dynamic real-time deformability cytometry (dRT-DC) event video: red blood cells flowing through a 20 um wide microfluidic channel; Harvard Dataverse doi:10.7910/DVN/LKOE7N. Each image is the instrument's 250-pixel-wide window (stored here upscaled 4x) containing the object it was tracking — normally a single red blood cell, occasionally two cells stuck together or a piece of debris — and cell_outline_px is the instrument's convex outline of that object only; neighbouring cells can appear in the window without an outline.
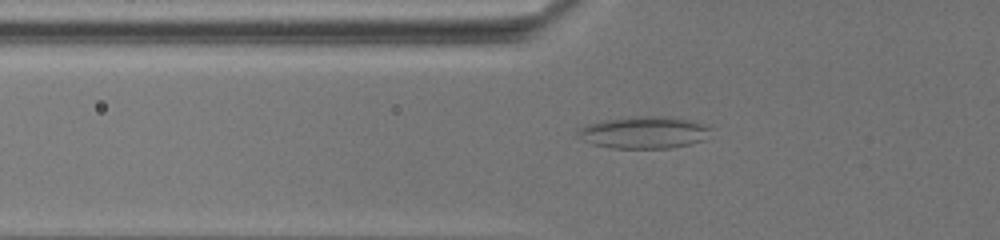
{"species": "common noctule bat (a hibernating species)", "species_latin": "Nyctalus noctula", "temperature_condition": "warm", "stored_images_in_passage": 66, "camera_frame_rate_fps": 3000, "um_per_image_px": 0.085, "animal": {"sex": "female", "body_mass_g": 19.5, "forearm_length_mm": 54.1}, "frame": {"image": 1, "passage_image": 12, "time_ms": 4.333, "image_size_px": [1000, 240], "cell_outline_px": [[712, 128], [704, 140], [692, 144], [672, 148], [612, 148], [592, 144], [580, 140], [576, 132], [576, 128], [600, 120], [632, 116], [664, 116], [692, 120], [708, 124]], "centroid_in_image_um": [54.73, 11.25], "position_along_channel_um": 71.1, "area_um2": 25.43}}
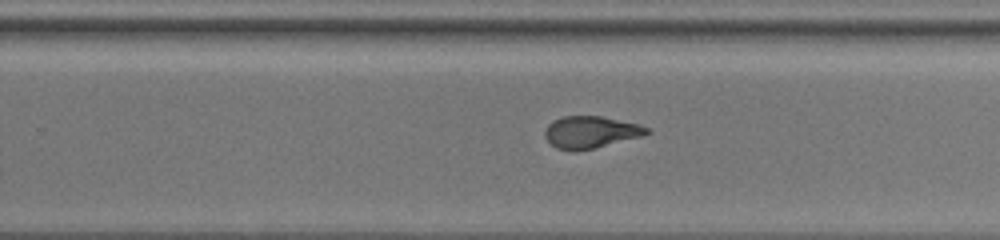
{"frame": {"image": 2, "passage_image": 35, "time_ms": 11.667, "image_size_px": [1000, 240], "cell_outline_px": [[652, 132], [644, 136], [576, 152], [556, 148], [544, 136], [544, 132], [548, 124], [552, 120], [564, 116], [600, 116], [636, 124], [648, 128]], "centroid_in_image_um": [50.18, 11.24], "position_along_channel_um": 279.6, "area_um2": 18.96}}
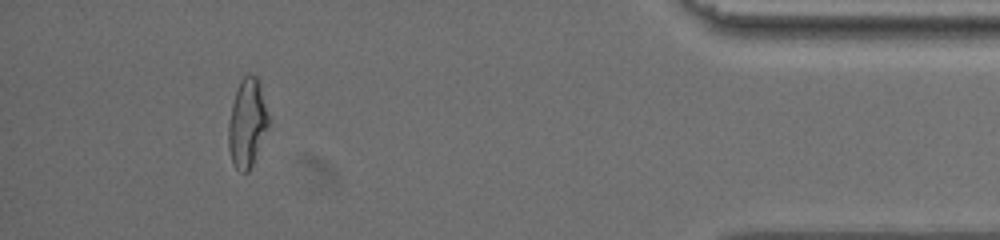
{"frame": {"image": 3, "passage_image": 64, "time_ms": 18.0, "image_size_px": [1000, 240], "cell_outline_px": [[268, 128], [252, 164], [248, 172], [240, 172], [232, 164], [228, 148], [228, 124], [232, 104], [236, 88], [240, 80], [244, 76], [256, 76], [268, 116]], "centroid_in_image_um": [20.97, 10.51], "position_along_channel_um": 414.2, "area_um2": 20.23}}